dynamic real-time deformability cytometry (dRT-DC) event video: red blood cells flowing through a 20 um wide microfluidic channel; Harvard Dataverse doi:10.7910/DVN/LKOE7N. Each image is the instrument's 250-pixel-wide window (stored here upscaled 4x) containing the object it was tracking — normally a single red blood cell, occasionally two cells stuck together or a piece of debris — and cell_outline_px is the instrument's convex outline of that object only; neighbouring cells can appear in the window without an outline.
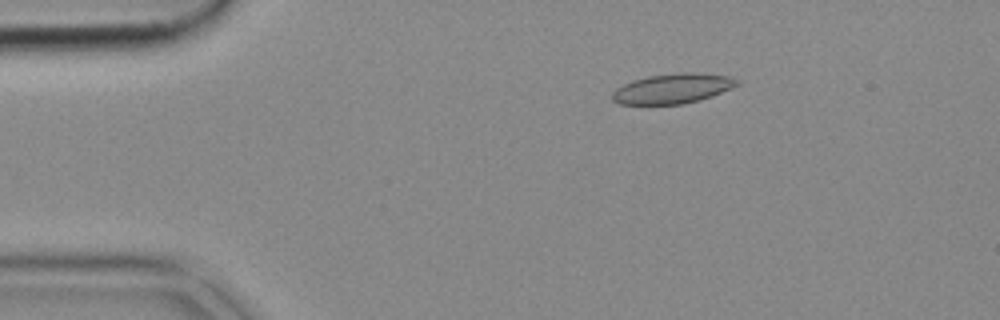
{"species": "common noctule bat (a hibernating species)", "species_latin": "Nyctalus noctula", "temperature_condition": "cold", "stored_images_in_passage": 53, "camera_frame_rate_fps": 3000, "um_per_image_px": 0.085, "animal": {"sex": "female", "body_mass_g": 18.4}, "frame": {"image": 1, "passage_image": 9, "time_ms": 2.667, "image_size_px": [1000, 320], "cell_outline_px": [[740, 84], [712, 96], [700, 100], [684, 104], [620, 104], [612, 100], [612, 92], [616, 88], [632, 80], [648, 76], [680, 72], [700, 72], [732, 76], [740, 80]], "centroid_in_image_um": [57.22, 7.51], "position_along_channel_um": 27.8, "area_um2": 22.02}}
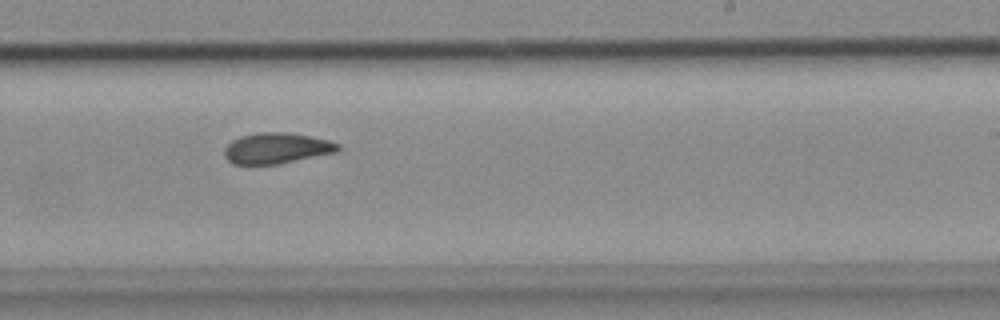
{"frame": {"image": 2, "passage_image": 32, "time_ms": 10.333, "image_size_px": [1000, 320], "cell_outline_px": [[344, 148], [336, 152], [280, 164], [232, 164], [224, 156], [224, 148], [232, 140], [240, 136], [260, 132], [288, 132], [328, 140], [340, 144]], "centroid_in_image_um": [23.52, 12.6], "position_along_channel_um": 265.5, "area_um2": 20.52}}
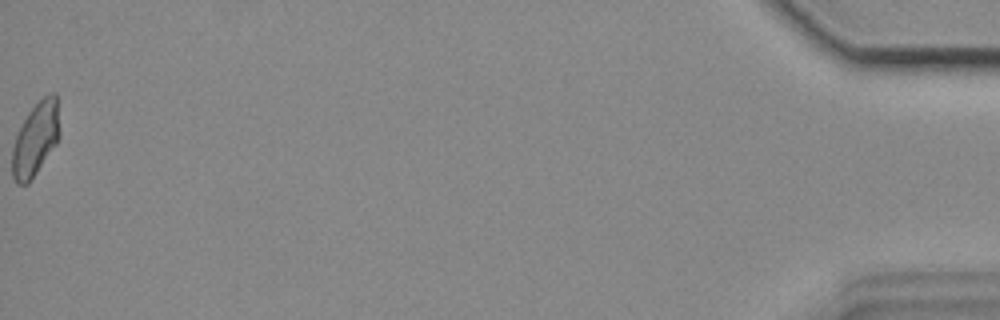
{"frame": {"image": 3, "passage_image": 53, "time_ms": 17.333, "image_size_px": [1000, 320], "cell_outline_px": [[60, 136], [56, 144], [28, 184], [16, 184], [12, 176], [12, 148], [16, 136], [28, 112], [48, 92], [56, 92], [60, 132]], "centroid_in_image_um": [3.03, 11.81], "position_along_channel_um": 432.2, "area_um2": 20.23}}